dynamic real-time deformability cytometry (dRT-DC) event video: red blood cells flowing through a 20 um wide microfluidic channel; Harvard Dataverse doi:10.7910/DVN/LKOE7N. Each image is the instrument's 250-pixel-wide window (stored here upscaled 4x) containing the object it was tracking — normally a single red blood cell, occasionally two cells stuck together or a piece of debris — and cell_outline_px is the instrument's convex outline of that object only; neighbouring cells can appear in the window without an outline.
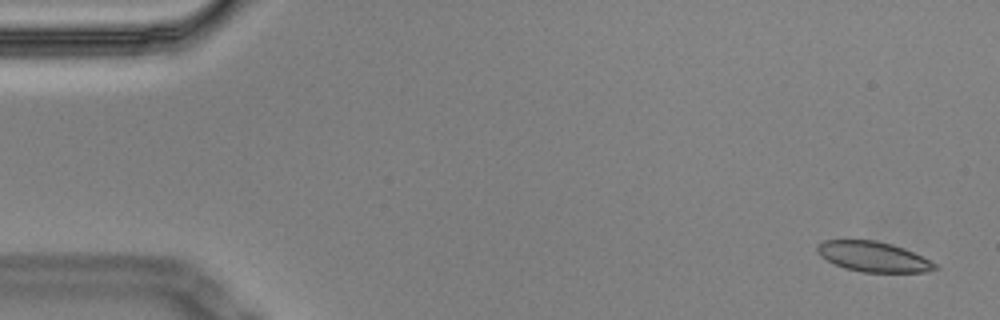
{"species": "Egyptian fruit bat (a non-hibernating species)", "species_latin": "Rousettus aegyptiacus", "temperature_condition": "cold", "stored_images_in_passage": 5, "camera_frame_rate_fps": 3000, "um_per_image_px": 0.085, "animal": {"sex": "male"}, "frame": {"image": 1, "passage_image": 1, "time_ms": 0.0, "image_size_px": [1000, 320], "cell_outline_px": [[940, 268], [924, 272], [864, 272], [844, 268], [820, 256], [816, 252], [816, 248], [824, 240], [876, 240], [892, 244], [904, 248], [936, 264]], "centroid_in_image_um": [74.22, 21.82], "position_along_channel_um": 10.8, "area_um2": 20.46}}
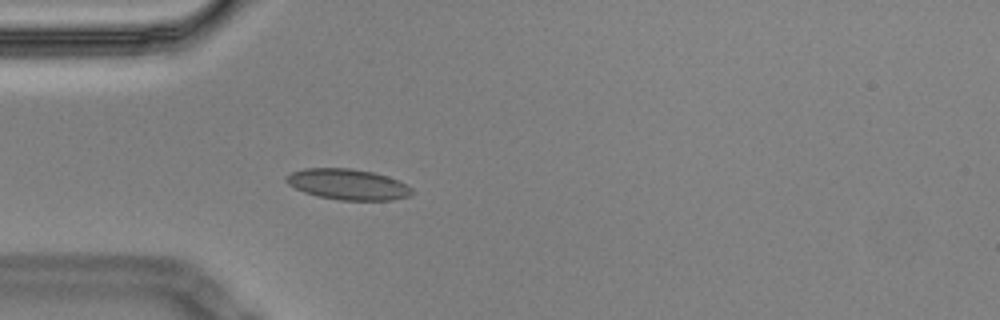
{"frame": {"image": 2, "passage_image": 5, "time_ms": 1.333, "image_size_px": [1000, 320], "cell_outline_px": [[416, 192], [408, 196], [392, 200], [340, 200], [316, 196], [304, 192], [288, 184], [284, 180], [284, 176], [292, 172], [304, 168], [352, 168], [372, 172], [388, 176], [412, 188]], "centroid_in_image_um": [29.54, 15.67], "position_along_channel_um": 55.5, "area_um2": 22.6}}